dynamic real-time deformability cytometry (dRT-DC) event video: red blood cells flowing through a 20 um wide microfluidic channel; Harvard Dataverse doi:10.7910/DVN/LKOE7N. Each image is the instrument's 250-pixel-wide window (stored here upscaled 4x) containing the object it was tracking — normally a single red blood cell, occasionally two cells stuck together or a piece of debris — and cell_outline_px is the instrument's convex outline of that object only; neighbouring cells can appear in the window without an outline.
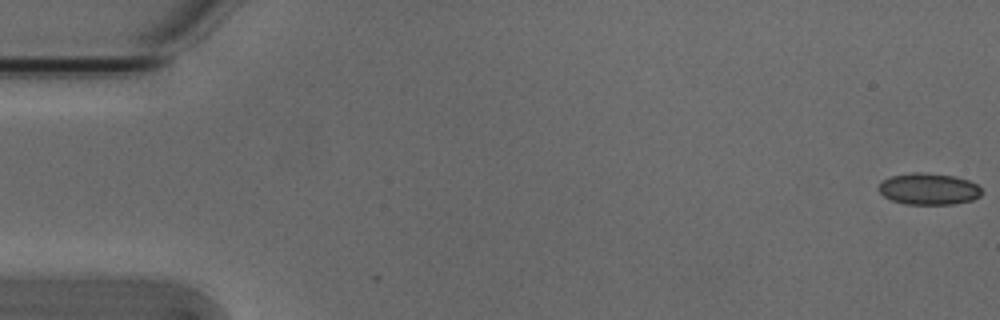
{"species": "Egyptian fruit bat (a non-hibernating species)", "species_latin": "Rousettus aegyptiacus", "temperature_condition": "cold", "stored_images_in_passage": 54, "camera_frame_rate_fps": 3000, "um_per_image_px": 0.085, "animal": {"sex": "male"}, "frame": {"image": 1, "passage_image": 1, "time_ms": 0.0, "image_size_px": [1000, 320], "cell_outline_px": [[984, 192], [980, 196], [972, 200], [956, 204], [904, 204], [892, 200], [884, 196], [876, 188], [880, 180], [892, 176], [912, 172], [924, 172], [956, 176], [968, 180], [976, 184]], "centroid_in_image_um": [78.92, 16.05], "position_along_channel_um": 6.1, "area_um2": 19.25}}
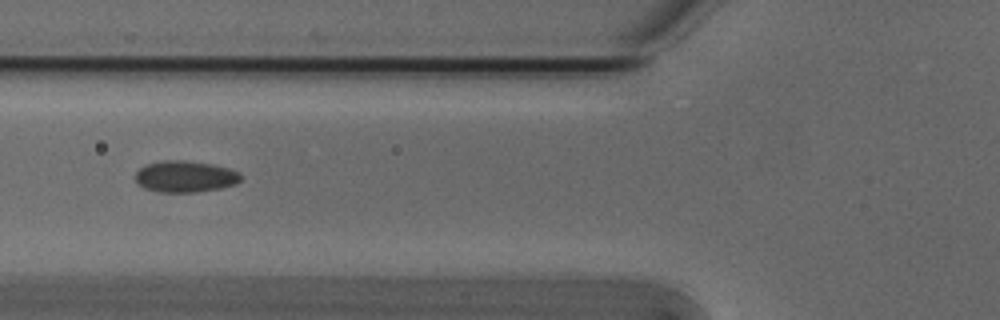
{"frame": {"image": 2, "passage_image": 21, "time_ms": 6.667, "image_size_px": [1000, 320], "cell_outline_px": [[240, 180], [236, 184], [220, 188], [196, 192], [160, 192], [144, 188], [136, 184], [136, 172], [144, 164], [160, 160], [184, 160], [212, 164], [228, 168], [240, 172]], "centroid_in_image_um": [15.71, 15.0], "position_along_channel_um": 110.1, "area_um2": 19.48}}
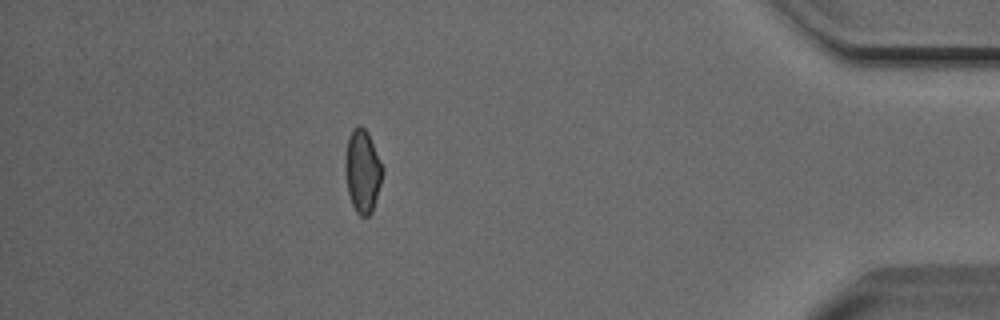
{"frame": {"image": 3, "passage_image": 48, "time_ms": 15.667, "image_size_px": [1000, 320], "cell_outline_px": [[384, 172], [372, 212], [368, 216], [360, 216], [356, 212], [352, 204], [348, 192], [344, 168], [344, 164], [348, 136], [352, 128], [356, 124], [360, 124], [368, 132], [384, 168]], "centroid_in_image_um": [30.81, 14.5], "position_along_channel_um": 404.4, "area_um2": 18.32}, "authors_computed_cell_mechanics": {"area_um2": 18.6983, "velocity_mm_per_s": 3.8188, "shape_relaxation_time_tau1_ms": 5.0968, "shape_relaxation_time_tau2_ms": 2.4752, "deformation_change_tau1": 0.09, "deformation_change_tau2": 0.0655}}